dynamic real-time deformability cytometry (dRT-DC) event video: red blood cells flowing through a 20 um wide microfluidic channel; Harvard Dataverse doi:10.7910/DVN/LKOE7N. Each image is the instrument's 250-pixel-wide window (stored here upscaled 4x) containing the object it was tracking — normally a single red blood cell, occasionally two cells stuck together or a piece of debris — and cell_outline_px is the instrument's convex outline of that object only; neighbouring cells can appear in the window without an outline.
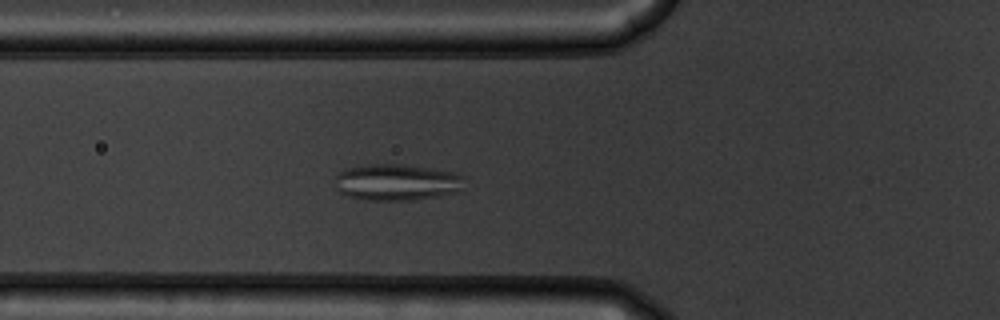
{"species": "common noctule bat (a hibernating species)", "species_latin": "Nyctalus noctula", "temperature_condition": "warm", "stored_images_in_passage": 47, "camera_frame_rate_fps": 3000, "um_per_image_px": 0.085, "animal": {"sex": "male", "body_mass_g": 19.5, "forearm_length_mm": 54.6}, "frame": {"image": 1, "passage_image": 13, "time_ms": 4.0, "image_size_px": [1000, 320], "cell_outline_px": [[464, 176], [460, 192], [412, 200], [368, 200], [348, 196], [340, 192], [332, 184], [332, 180], [340, 172], [348, 168], [364, 164], [400, 164], [428, 168], [452, 172]], "centroid_in_image_um": [33.67, 15.49], "position_along_channel_um": 92.1, "area_um2": 27.57}}
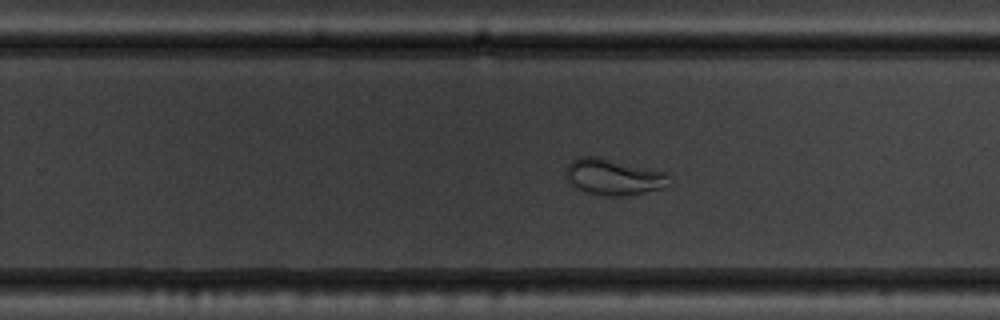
{"frame": {"image": 2, "passage_image": 28, "time_ms": 9.0, "image_size_px": [1000, 320], "cell_outline_px": [[672, 184], [664, 188], [628, 196], [604, 196], [584, 192], [576, 188], [564, 176], [564, 172], [568, 164], [572, 160], [580, 156], [600, 156], [668, 172]], "centroid_in_image_um": [52.18, 15.03], "position_along_channel_um": 277.6, "area_um2": 22.54}}
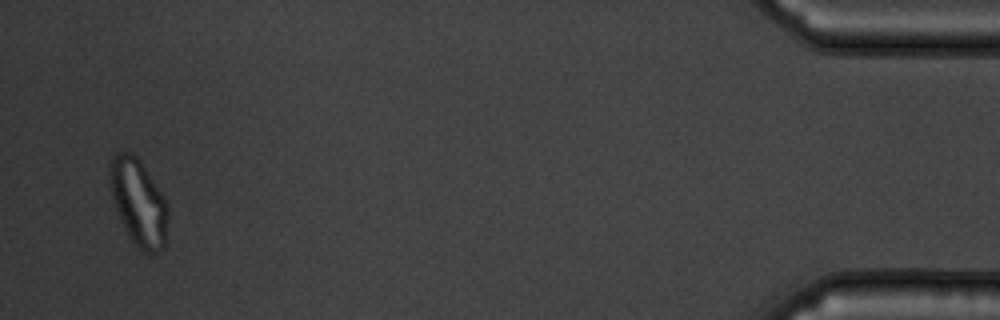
{"frame": {"image": 3, "passage_image": 46, "time_ms": 15.0, "image_size_px": [1000, 320], "cell_outline_px": [[168, 220], [164, 248], [160, 252], [144, 252], [132, 240], [124, 228], [120, 220], [108, 184], [108, 168], [112, 156], [120, 152], [132, 152], [140, 160], [164, 196], [168, 204]], "centroid_in_image_um": [11.77, 17.17], "position_along_channel_um": 423.4, "area_um2": 29.54}}